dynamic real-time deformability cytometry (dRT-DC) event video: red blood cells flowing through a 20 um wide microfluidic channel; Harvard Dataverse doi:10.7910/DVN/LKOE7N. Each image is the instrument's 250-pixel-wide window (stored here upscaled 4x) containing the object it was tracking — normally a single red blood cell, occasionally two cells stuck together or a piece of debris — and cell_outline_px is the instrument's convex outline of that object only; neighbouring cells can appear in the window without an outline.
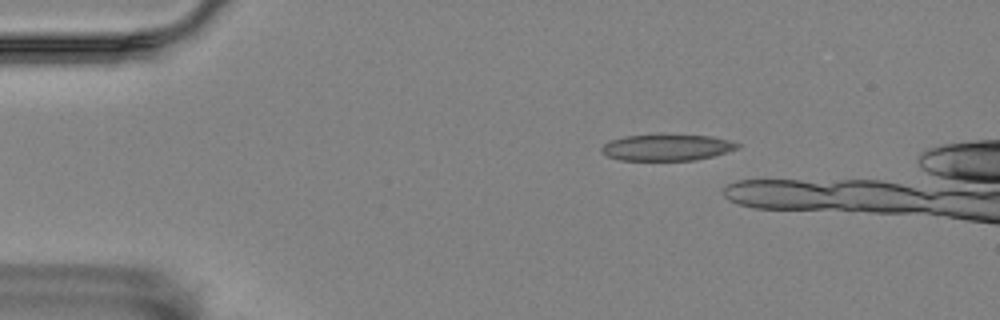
{"species": "Egyptian fruit bat (a non-hibernating species)", "species_latin": "Rousettus aegyptiacus", "temperature_condition": "room temperature", "stored_images_in_passage": 8, "camera_frame_rate_fps": 3000, "um_per_image_px": 0.085, "animal": {"sex": "female"}, "frame": {"image": 1, "passage_image": 2, "time_ms": 0.333, "image_size_px": [1000, 320], "cell_outline_px": [[744, 144], [740, 148], [712, 156], [696, 160], [620, 160], [608, 156], [600, 152], [600, 148], [604, 144], [612, 140], [624, 136], [712, 136], [732, 140]], "centroid_in_image_um": [56.74, 12.55], "position_along_channel_um": 28.3, "area_um2": 20.58}}